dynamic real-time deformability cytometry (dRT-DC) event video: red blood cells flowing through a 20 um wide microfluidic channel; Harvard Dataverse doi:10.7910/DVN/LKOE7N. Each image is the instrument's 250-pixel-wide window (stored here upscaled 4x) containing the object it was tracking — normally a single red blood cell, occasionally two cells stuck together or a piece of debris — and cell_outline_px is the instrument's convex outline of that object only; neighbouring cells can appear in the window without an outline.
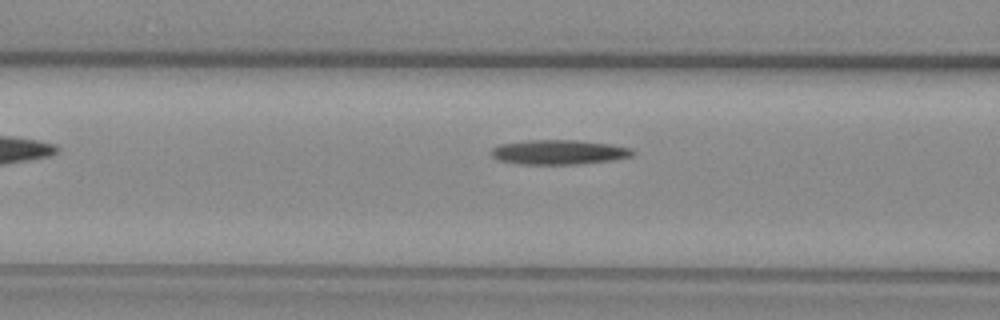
{"species": "common noctule bat (a hibernating species)", "species_latin": "Nyctalus noctula", "temperature_condition": "warm", "stored_images_in_passage": 6, "camera_frame_rate_fps": 3000, "um_per_image_px": 0.085, "animal": {"sex": "female", "body_mass_g": 29.2, "forearm_length_mm": 56.3}, "frame": {"image": 1, "passage_image": 4, "time_ms": 1.0, "image_size_px": [1000, 320], "cell_outline_px": [[636, 152], [632, 156], [612, 160], [576, 164], [520, 164], [496, 160], [492, 156], [492, 148], [500, 144], [528, 140], [576, 140], [612, 144], [632, 148]], "centroid_in_image_um": [47.52, 12.93], "position_along_channel_um": 119.1, "area_um2": 20.35}}